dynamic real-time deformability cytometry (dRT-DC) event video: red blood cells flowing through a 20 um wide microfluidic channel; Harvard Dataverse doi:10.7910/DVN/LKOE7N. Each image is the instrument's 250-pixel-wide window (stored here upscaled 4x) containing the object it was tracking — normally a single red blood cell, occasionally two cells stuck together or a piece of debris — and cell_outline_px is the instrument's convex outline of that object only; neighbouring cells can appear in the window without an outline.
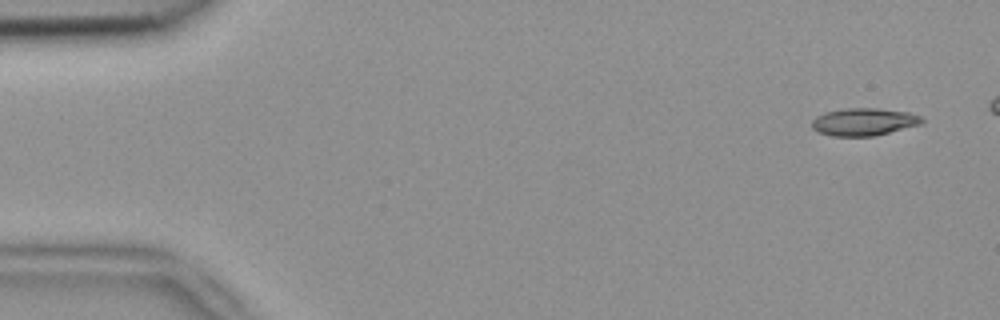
{"species": "common noctule bat (a hibernating species)", "species_latin": "Nyctalus noctula", "temperature_condition": "room temperature", "stored_images_in_passage": 6, "camera_frame_rate_fps": 3000, "um_per_image_px": 0.085, "animal": {"sex": "female", "body_mass_g": 18.4}, "frame": {"image": 1, "passage_image": 1, "time_ms": 0.0, "image_size_px": [1000, 320], "cell_outline_px": [[924, 124], [876, 136], [832, 136], [820, 132], [812, 128], [812, 120], [816, 116], [824, 112], [848, 108], [876, 108], [908, 112], [920, 116], [924, 120]], "centroid_in_image_um": [73.47, 10.36], "position_along_channel_um": 11.5, "area_um2": 17.8}}